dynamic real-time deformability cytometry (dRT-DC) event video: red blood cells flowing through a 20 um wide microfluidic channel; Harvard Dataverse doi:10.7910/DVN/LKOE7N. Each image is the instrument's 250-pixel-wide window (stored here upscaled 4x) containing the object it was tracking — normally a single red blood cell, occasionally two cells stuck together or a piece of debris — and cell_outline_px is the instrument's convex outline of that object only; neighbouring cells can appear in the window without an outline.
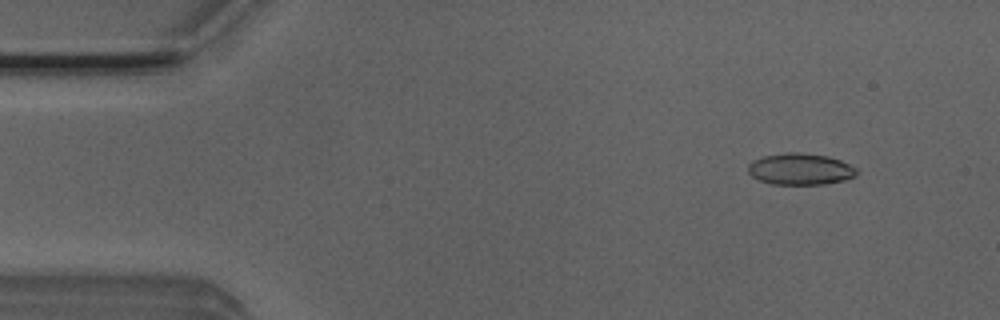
{"species": "Egyptian fruit bat (a non-hibernating species)", "species_latin": "Rousettus aegyptiacus", "temperature_condition": "room temperature", "stored_images_in_passage": 52, "camera_frame_rate_fps": 3000, "um_per_image_px": 0.085, "animal": {"sex": "male"}, "frame": {"image": 1, "passage_image": 5, "time_ms": 1.333, "image_size_px": [1000, 320], "cell_outline_px": [[860, 172], [856, 176], [844, 180], [824, 184], [772, 184], [760, 180], [752, 176], [748, 172], [748, 164], [752, 160], [764, 156], [784, 152], [800, 152], [828, 156], [840, 160], [856, 168]], "centroid_in_image_um": [68.03, 14.36], "position_along_channel_um": 17.0, "area_um2": 20.06}}
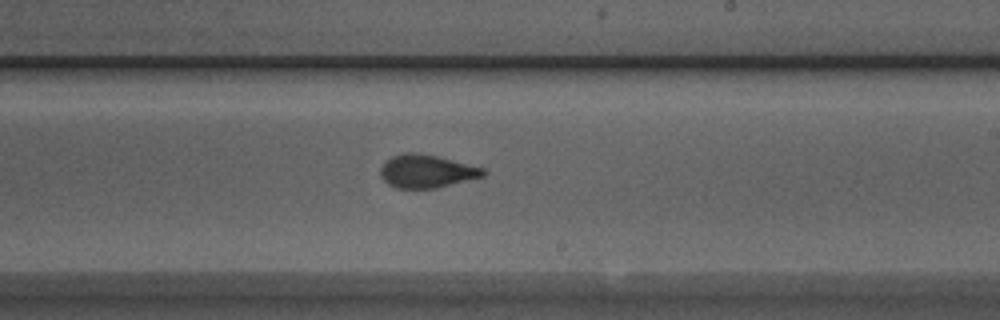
{"frame": {"image": 2, "passage_image": 30, "time_ms": 9.667, "image_size_px": [1000, 320], "cell_outline_px": [[488, 172], [484, 176], [436, 188], [396, 188], [388, 184], [380, 176], [380, 168], [384, 160], [392, 156], [404, 152], [416, 152], [436, 156], [484, 168]], "centroid_in_image_um": [36.23, 14.55], "position_along_channel_um": 252.8, "area_um2": 19.88}}
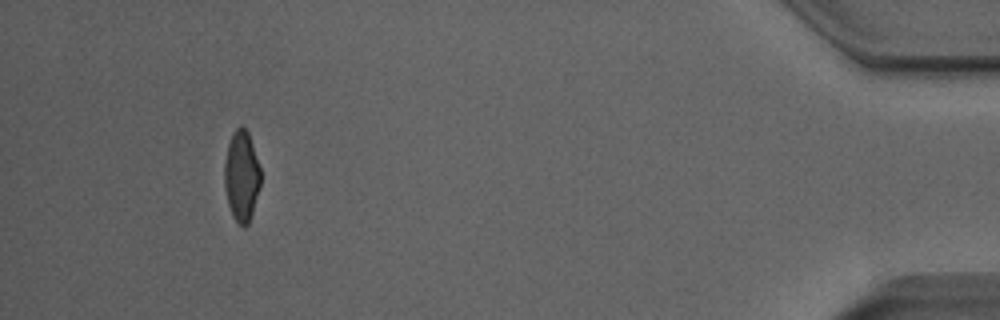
{"frame": {"image": 3, "passage_image": 48, "time_ms": 15.667, "image_size_px": [1000, 320], "cell_outline_px": [[260, 188], [248, 224], [244, 228], [232, 216], [228, 204], [224, 184], [224, 164], [228, 144], [236, 128], [240, 124], [248, 132], [260, 168]], "centroid_in_image_um": [20.53, 14.97], "position_along_channel_um": 414.7, "area_um2": 18.96}, "authors_computed_cell_mechanics": {"area_um2": 19.941, "velocity_mm_per_s": 3.9153, "shape_relaxation_time_tau1_ms": 5.6249, "shape_relaxation_time_tau2_ms": 0.9153, "deformation_change_tau1": 0.1669, "deformation_change_tau2": 0.0542}}